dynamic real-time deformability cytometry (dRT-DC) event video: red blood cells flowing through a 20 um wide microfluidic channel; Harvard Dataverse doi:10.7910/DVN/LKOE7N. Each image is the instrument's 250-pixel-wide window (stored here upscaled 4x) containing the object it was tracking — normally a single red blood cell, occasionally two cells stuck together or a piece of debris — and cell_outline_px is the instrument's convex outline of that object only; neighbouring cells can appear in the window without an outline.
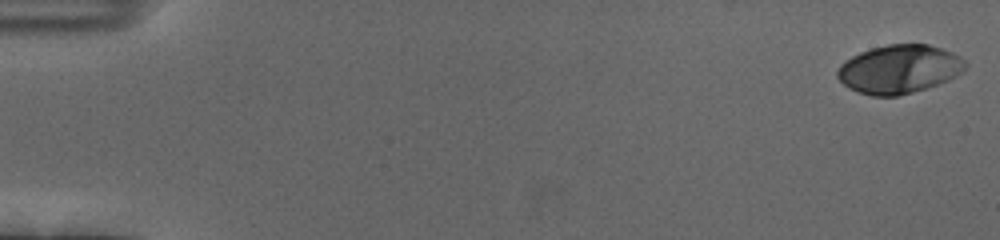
{"species": "human", "species_latin": "Homo sapiens", "temperature_condition": "cold", "stored_images_in_passage": 56, "camera_frame_rate_fps": 3000, "um_per_image_px": 0.085, "donor": {"sex": "female"}, "frame": {"image": 1, "passage_image": 1, "time_ms": 0.0, "image_size_px": [1000, 240], "cell_outline_px": [[968, 64], [956, 76], [948, 80], [912, 92], [896, 96], [872, 96], [848, 88], [836, 76], [836, 72], [840, 64], [852, 56], [860, 52], [872, 48], [888, 44], [928, 44], [952, 52], [960, 56]], "centroid_in_image_um": [76.41, 5.87], "position_along_channel_um": 8.6, "area_um2": 35.95}}
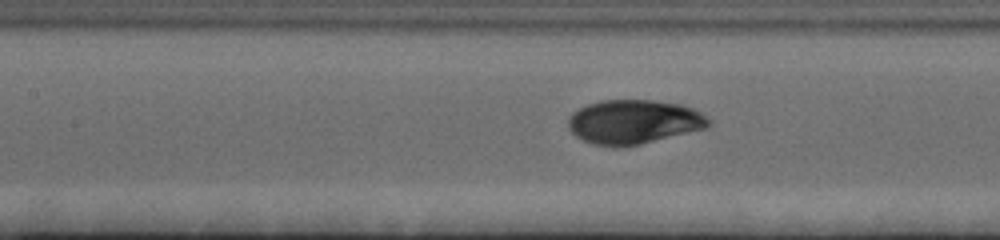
{"frame": {"image": 2, "passage_image": 26, "time_ms": 8.333, "image_size_px": [1000, 240], "cell_outline_px": [[712, 124], [708, 128], [640, 144], [592, 144], [576, 136], [568, 128], [568, 116], [572, 112], [588, 104], [600, 100], [652, 100], [684, 104], [700, 112], [712, 120]], "centroid_in_image_um": [53.92, 10.32], "position_along_channel_um": 153.5, "area_um2": 35.89}}
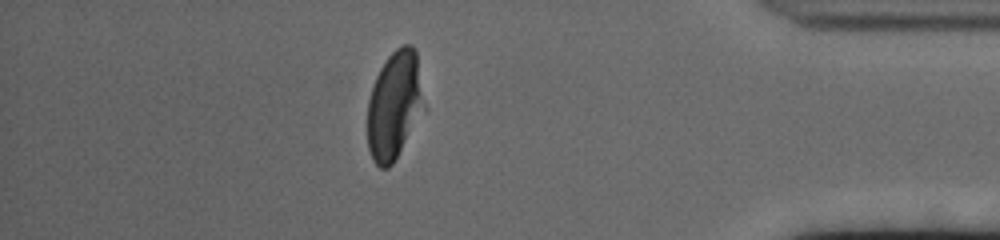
{"frame": {"image": 3, "passage_image": 49, "time_ms": 16.0, "image_size_px": [1000, 240], "cell_outline_px": [[428, 108], [392, 164], [388, 168], [380, 168], [372, 160], [368, 148], [368, 100], [376, 76], [380, 68], [388, 56], [396, 48], [404, 44], [412, 44], [416, 52]], "centroid_in_image_um": [33.58, 8.95], "position_along_channel_um": 401.6, "area_um2": 36.53}, "authors_computed_cell_mechanics": {"area_um2": 35.8938, "velocity_mm_per_s": 3.671, "shape_relaxation_time_tau1_ms": 2.5388, "shape_relaxation_time_tau2_ms": 0.9594, "deformation_change_tau1": 0.1685, "deformation_change_tau2": 0.0285}}